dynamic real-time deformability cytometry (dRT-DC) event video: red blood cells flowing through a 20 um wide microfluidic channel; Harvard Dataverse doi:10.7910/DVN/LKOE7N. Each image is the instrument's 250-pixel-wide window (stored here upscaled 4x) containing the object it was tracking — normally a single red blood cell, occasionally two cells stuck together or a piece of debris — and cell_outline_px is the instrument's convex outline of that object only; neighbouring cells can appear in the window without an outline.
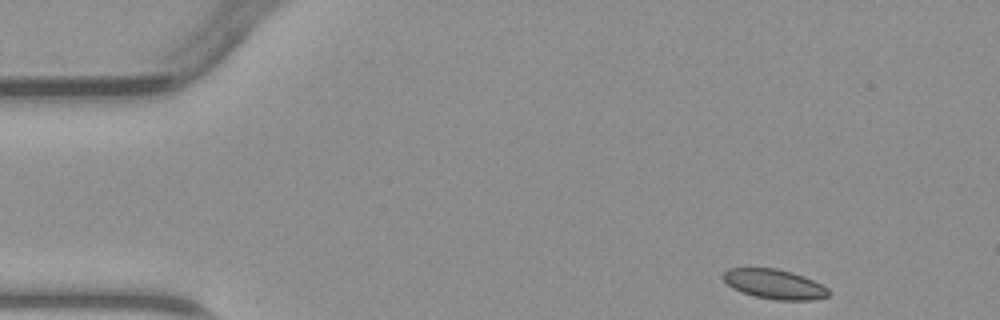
{"species": "common noctule bat (a hibernating species)", "species_latin": "Nyctalus noctula", "temperature_condition": "warm", "stored_images_in_passage": 3, "camera_frame_rate_fps": 3000, "um_per_image_px": 0.085, "animal": {"sex": "male", "body_mass_g": 23.1, "forearm_length_mm": 52.7}, "frame": {"image": 1, "passage_image": 1, "time_ms": 0.0, "image_size_px": [1000, 320], "cell_outline_px": [[828, 296], [812, 300], [776, 300], [756, 296], [732, 288], [724, 280], [724, 272], [728, 268], [776, 268], [792, 272], [804, 276], [828, 288]], "centroid_in_image_um": [65.83, 24.14], "position_along_channel_um": 19.2, "area_um2": 17.98}}